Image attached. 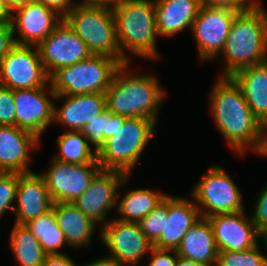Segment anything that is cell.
<instances>
[{
    "instance_id": "6da1fadb",
    "label": "cell",
    "mask_w": 267,
    "mask_h": 266,
    "mask_svg": "<svg viewBox=\"0 0 267 266\" xmlns=\"http://www.w3.org/2000/svg\"><path fill=\"white\" fill-rule=\"evenodd\" d=\"M216 81L210 91L209 107L217 130L237 155L248 150L260 154L265 127L252 113L240 86L232 77L220 76Z\"/></svg>"
},
{
    "instance_id": "7a4b0ae2",
    "label": "cell",
    "mask_w": 267,
    "mask_h": 266,
    "mask_svg": "<svg viewBox=\"0 0 267 266\" xmlns=\"http://www.w3.org/2000/svg\"><path fill=\"white\" fill-rule=\"evenodd\" d=\"M130 64H122L114 74L105 92L107 110L114 115L143 117L157 123L166 91L156 75L133 74Z\"/></svg>"
},
{
    "instance_id": "3957f363",
    "label": "cell",
    "mask_w": 267,
    "mask_h": 266,
    "mask_svg": "<svg viewBox=\"0 0 267 266\" xmlns=\"http://www.w3.org/2000/svg\"><path fill=\"white\" fill-rule=\"evenodd\" d=\"M220 54L221 77L267 61V11L261 2L236 14Z\"/></svg>"
},
{
    "instance_id": "277c9868",
    "label": "cell",
    "mask_w": 267,
    "mask_h": 266,
    "mask_svg": "<svg viewBox=\"0 0 267 266\" xmlns=\"http://www.w3.org/2000/svg\"><path fill=\"white\" fill-rule=\"evenodd\" d=\"M112 11L121 64L130 63L133 55L151 61L160 59L154 0H121Z\"/></svg>"
},
{
    "instance_id": "5b68a950",
    "label": "cell",
    "mask_w": 267,
    "mask_h": 266,
    "mask_svg": "<svg viewBox=\"0 0 267 266\" xmlns=\"http://www.w3.org/2000/svg\"><path fill=\"white\" fill-rule=\"evenodd\" d=\"M157 123L143 117L117 115V129L97 153L102 170H116L131 175L156 131Z\"/></svg>"
},
{
    "instance_id": "8992f818",
    "label": "cell",
    "mask_w": 267,
    "mask_h": 266,
    "mask_svg": "<svg viewBox=\"0 0 267 266\" xmlns=\"http://www.w3.org/2000/svg\"><path fill=\"white\" fill-rule=\"evenodd\" d=\"M121 65L110 56L92 54L88 59L56 70L49 82L56 95L105 93Z\"/></svg>"
},
{
    "instance_id": "52a82bcc",
    "label": "cell",
    "mask_w": 267,
    "mask_h": 266,
    "mask_svg": "<svg viewBox=\"0 0 267 266\" xmlns=\"http://www.w3.org/2000/svg\"><path fill=\"white\" fill-rule=\"evenodd\" d=\"M94 55H106L121 63L112 10L76 4L63 18Z\"/></svg>"
},
{
    "instance_id": "ba28073f",
    "label": "cell",
    "mask_w": 267,
    "mask_h": 266,
    "mask_svg": "<svg viewBox=\"0 0 267 266\" xmlns=\"http://www.w3.org/2000/svg\"><path fill=\"white\" fill-rule=\"evenodd\" d=\"M201 217L244 211L242 192L224 168L212 165L190 194Z\"/></svg>"
},
{
    "instance_id": "9c48e42d",
    "label": "cell",
    "mask_w": 267,
    "mask_h": 266,
    "mask_svg": "<svg viewBox=\"0 0 267 266\" xmlns=\"http://www.w3.org/2000/svg\"><path fill=\"white\" fill-rule=\"evenodd\" d=\"M129 177L121 171L101 169L73 204L94 223L104 227L111 220L108 218L110 211L117 208L118 191L128 184Z\"/></svg>"
},
{
    "instance_id": "30bf717a",
    "label": "cell",
    "mask_w": 267,
    "mask_h": 266,
    "mask_svg": "<svg viewBox=\"0 0 267 266\" xmlns=\"http://www.w3.org/2000/svg\"><path fill=\"white\" fill-rule=\"evenodd\" d=\"M100 239L110 255L120 266H138L145 255L150 254L153 244L144 235L139 223L110 220L100 232Z\"/></svg>"
},
{
    "instance_id": "8fae6325",
    "label": "cell",
    "mask_w": 267,
    "mask_h": 266,
    "mask_svg": "<svg viewBox=\"0 0 267 266\" xmlns=\"http://www.w3.org/2000/svg\"><path fill=\"white\" fill-rule=\"evenodd\" d=\"M49 83L37 46L16 44L0 64V85L11 90L42 88Z\"/></svg>"
},
{
    "instance_id": "7c38bea8",
    "label": "cell",
    "mask_w": 267,
    "mask_h": 266,
    "mask_svg": "<svg viewBox=\"0 0 267 266\" xmlns=\"http://www.w3.org/2000/svg\"><path fill=\"white\" fill-rule=\"evenodd\" d=\"M49 168L39 174L53 202L74 203L101 170L99 163H67L51 159Z\"/></svg>"
},
{
    "instance_id": "4fadbf2b",
    "label": "cell",
    "mask_w": 267,
    "mask_h": 266,
    "mask_svg": "<svg viewBox=\"0 0 267 266\" xmlns=\"http://www.w3.org/2000/svg\"><path fill=\"white\" fill-rule=\"evenodd\" d=\"M238 12L225 7L200 6L191 31L202 62L219 59Z\"/></svg>"
},
{
    "instance_id": "5bb4252c",
    "label": "cell",
    "mask_w": 267,
    "mask_h": 266,
    "mask_svg": "<svg viewBox=\"0 0 267 266\" xmlns=\"http://www.w3.org/2000/svg\"><path fill=\"white\" fill-rule=\"evenodd\" d=\"M37 48L49 77L56 70L88 59L92 55L86 43L64 20Z\"/></svg>"
},
{
    "instance_id": "9a60e30c",
    "label": "cell",
    "mask_w": 267,
    "mask_h": 266,
    "mask_svg": "<svg viewBox=\"0 0 267 266\" xmlns=\"http://www.w3.org/2000/svg\"><path fill=\"white\" fill-rule=\"evenodd\" d=\"M56 93L50 82L35 89L13 90L16 108V126L31 132L39 139L46 128L53 123L54 103Z\"/></svg>"
},
{
    "instance_id": "2e32d148",
    "label": "cell",
    "mask_w": 267,
    "mask_h": 266,
    "mask_svg": "<svg viewBox=\"0 0 267 266\" xmlns=\"http://www.w3.org/2000/svg\"><path fill=\"white\" fill-rule=\"evenodd\" d=\"M63 21L56 11L32 1L12 12L16 44L38 46ZM17 32V33H16Z\"/></svg>"
},
{
    "instance_id": "e0dca14e",
    "label": "cell",
    "mask_w": 267,
    "mask_h": 266,
    "mask_svg": "<svg viewBox=\"0 0 267 266\" xmlns=\"http://www.w3.org/2000/svg\"><path fill=\"white\" fill-rule=\"evenodd\" d=\"M244 211L208 217L218 252L243 251L257 246L259 232Z\"/></svg>"
},
{
    "instance_id": "ac0fdd59",
    "label": "cell",
    "mask_w": 267,
    "mask_h": 266,
    "mask_svg": "<svg viewBox=\"0 0 267 266\" xmlns=\"http://www.w3.org/2000/svg\"><path fill=\"white\" fill-rule=\"evenodd\" d=\"M40 140L16 125L0 126V172H33L30 153L40 146Z\"/></svg>"
},
{
    "instance_id": "d6986e66",
    "label": "cell",
    "mask_w": 267,
    "mask_h": 266,
    "mask_svg": "<svg viewBox=\"0 0 267 266\" xmlns=\"http://www.w3.org/2000/svg\"><path fill=\"white\" fill-rule=\"evenodd\" d=\"M55 99L64 102L60 108L54 104L53 123L64 125L66 131L67 128L68 131H81L88 121L107 109L105 93L57 94Z\"/></svg>"
},
{
    "instance_id": "ffe728a7",
    "label": "cell",
    "mask_w": 267,
    "mask_h": 266,
    "mask_svg": "<svg viewBox=\"0 0 267 266\" xmlns=\"http://www.w3.org/2000/svg\"><path fill=\"white\" fill-rule=\"evenodd\" d=\"M53 203L47 185L39 173H19L13 211L16 217L14 223L25 224L44 215L52 209Z\"/></svg>"
},
{
    "instance_id": "44dd1931",
    "label": "cell",
    "mask_w": 267,
    "mask_h": 266,
    "mask_svg": "<svg viewBox=\"0 0 267 266\" xmlns=\"http://www.w3.org/2000/svg\"><path fill=\"white\" fill-rule=\"evenodd\" d=\"M190 197L180 198L168 194V218H165L164 229L153 247L177 250L186 232L200 220V211L193 197Z\"/></svg>"
},
{
    "instance_id": "7402d4cb",
    "label": "cell",
    "mask_w": 267,
    "mask_h": 266,
    "mask_svg": "<svg viewBox=\"0 0 267 266\" xmlns=\"http://www.w3.org/2000/svg\"><path fill=\"white\" fill-rule=\"evenodd\" d=\"M159 37H174L192 29L201 6L200 0H154Z\"/></svg>"
},
{
    "instance_id": "603a6c76",
    "label": "cell",
    "mask_w": 267,
    "mask_h": 266,
    "mask_svg": "<svg viewBox=\"0 0 267 266\" xmlns=\"http://www.w3.org/2000/svg\"><path fill=\"white\" fill-rule=\"evenodd\" d=\"M177 255L196 261L203 266H216L218 249L211 224L207 218H200L184 235Z\"/></svg>"
},
{
    "instance_id": "cb8c5ba5",
    "label": "cell",
    "mask_w": 267,
    "mask_h": 266,
    "mask_svg": "<svg viewBox=\"0 0 267 266\" xmlns=\"http://www.w3.org/2000/svg\"><path fill=\"white\" fill-rule=\"evenodd\" d=\"M52 209L57 224L64 234L67 246L74 249L81 248V246L85 248L91 246L92 235L96 232V223L73 203L54 202Z\"/></svg>"
},
{
    "instance_id": "d4e9b609",
    "label": "cell",
    "mask_w": 267,
    "mask_h": 266,
    "mask_svg": "<svg viewBox=\"0 0 267 266\" xmlns=\"http://www.w3.org/2000/svg\"><path fill=\"white\" fill-rule=\"evenodd\" d=\"M231 77L240 86L254 116L267 126V61L241 69Z\"/></svg>"
},
{
    "instance_id": "484cf974",
    "label": "cell",
    "mask_w": 267,
    "mask_h": 266,
    "mask_svg": "<svg viewBox=\"0 0 267 266\" xmlns=\"http://www.w3.org/2000/svg\"><path fill=\"white\" fill-rule=\"evenodd\" d=\"M167 195L166 193L154 192L149 188L129 189L118 200L115 210L119 216L115 218L126 222L138 223L157 207Z\"/></svg>"
},
{
    "instance_id": "4316f807",
    "label": "cell",
    "mask_w": 267,
    "mask_h": 266,
    "mask_svg": "<svg viewBox=\"0 0 267 266\" xmlns=\"http://www.w3.org/2000/svg\"><path fill=\"white\" fill-rule=\"evenodd\" d=\"M9 235L15 266H42L48 254L27 226L14 223Z\"/></svg>"
},
{
    "instance_id": "83f0119b",
    "label": "cell",
    "mask_w": 267,
    "mask_h": 266,
    "mask_svg": "<svg viewBox=\"0 0 267 266\" xmlns=\"http://www.w3.org/2000/svg\"><path fill=\"white\" fill-rule=\"evenodd\" d=\"M59 154L52 158L67 163H98L97 153L81 131H65L56 138Z\"/></svg>"
},
{
    "instance_id": "f1b7e54d",
    "label": "cell",
    "mask_w": 267,
    "mask_h": 266,
    "mask_svg": "<svg viewBox=\"0 0 267 266\" xmlns=\"http://www.w3.org/2000/svg\"><path fill=\"white\" fill-rule=\"evenodd\" d=\"M39 240L43 250L47 254H62V249L67 245L64 234L57 224L53 209L24 224Z\"/></svg>"
},
{
    "instance_id": "f546056e",
    "label": "cell",
    "mask_w": 267,
    "mask_h": 266,
    "mask_svg": "<svg viewBox=\"0 0 267 266\" xmlns=\"http://www.w3.org/2000/svg\"><path fill=\"white\" fill-rule=\"evenodd\" d=\"M264 254L259 244L243 251H220L216 266H263L267 262Z\"/></svg>"
},
{
    "instance_id": "4dcf8cb0",
    "label": "cell",
    "mask_w": 267,
    "mask_h": 266,
    "mask_svg": "<svg viewBox=\"0 0 267 266\" xmlns=\"http://www.w3.org/2000/svg\"><path fill=\"white\" fill-rule=\"evenodd\" d=\"M165 218H168V195L157 207L138 222L142 232L152 244L163 231Z\"/></svg>"
},
{
    "instance_id": "1f68e13d",
    "label": "cell",
    "mask_w": 267,
    "mask_h": 266,
    "mask_svg": "<svg viewBox=\"0 0 267 266\" xmlns=\"http://www.w3.org/2000/svg\"><path fill=\"white\" fill-rule=\"evenodd\" d=\"M19 173L0 172V218L16 203Z\"/></svg>"
},
{
    "instance_id": "d6a6232c",
    "label": "cell",
    "mask_w": 267,
    "mask_h": 266,
    "mask_svg": "<svg viewBox=\"0 0 267 266\" xmlns=\"http://www.w3.org/2000/svg\"><path fill=\"white\" fill-rule=\"evenodd\" d=\"M82 134L88 140L89 145H94V151L98 153L106 144L107 139V109L88 121L82 128Z\"/></svg>"
},
{
    "instance_id": "836d02e7",
    "label": "cell",
    "mask_w": 267,
    "mask_h": 266,
    "mask_svg": "<svg viewBox=\"0 0 267 266\" xmlns=\"http://www.w3.org/2000/svg\"><path fill=\"white\" fill-rule=\"evenodd\" d=\"M16 125L13 90L0 85V126Z\"/></svg>"
},
{
    "instance_id": "e575fe53",
    "label": "cell",
    "mask_w": 267,
    "mask_h": 266,
    "mask_svg": "<svg viewBox=\"0 0 267 266\" xmlns=\"http://www.w3.org/2000/svg\"><path fill=\"white\" fill-rule=\"evenodd\" d=\"M259 192L253 205L255 207L252 210V216H250L258 232L267 227V184Z\"/></svg>"
},
{
    "instance_id": "d590c367",
    "label": "cell",
    "mask_w": 267,
    "mask_h": 266,
    "mask_svg": "<svg viewBox=\"0 0 267 266\" xmlns=\"http://www.w3.org/2000/svg\"><path fill=\"white\" fill-rule=\"evenodd\" d=\"M201 5L210 7H225L235 11L253 8L260 0H200Z\"/></svg>"
},
{
    "instance_id": "8d00e7d4",
    "label": "cell",
    "mask_w": 267,
    "mask_h": 266,
    "mask_svg": "<svg viewBox=\"0 0 267 266\" xmlns=\"http://www.w3.org/2000/svg\"><path fill=\"white\" fill-rule=\"evenodd\" d=\"M148 266H175L177 262L176 250L158 249L153 247Z\"/></svg>"
},
{
    "instance_id": "74e56055",
    "label": "cell",
    "mask_w": 267,
    "mask_h": 266,
    "mask_svg": "<svg viewBox=\"0 0 267 266\" xmlns=\"http://www.w3.org/2000/svg\"><path fill=\"white\" fill-rule=\"evenodd\" d=\"M12 23L0 24V64L7 53L16 45Z\"/></svg>"
},
{
    "instance_id": "f35d334b",
    "label": "cell",
    "mask_w": 267,
    "mask_h": 266,
    "mask_svg": "<svg viewBox=\"0 0 267 266\" xmlns=\"http://www.w3.org/2000/svg\"><path fill=\"white\" fill-rule=\"evenodd\" d=\"M42 3L45 7H48L56 11L63 18L74 8L77 4L73 0H33Z\"/></svg>"
},
{
    "instance_id": "ab89813d",
    "label": "cell",
    "mask_w": 267,
    "mask_h": 266,
    "mask_svg": "<svg viewBox=\"0 0 267 266\" xmlns=\"http://www.w3.org/2000/svg\"><path fill=\"white\" fill-rule=\"evenodd\" d=\"M42 266H79L67 254H48Z\"/></svg>"
},
{
    "instance_id": "60d3db41",
    "label": "cell",
    "mask_w": 267,
    "mask_h": 266,
    "mask_svg": "<svg viewBox=\"0 0 267 266\" xmlns=\"http://www.w3.org/2000/svg\"><path fill=\"white\" fill-rule=\"evenodd\" d=\"M121 0H82L78 5L113 10Z\"/></svg>"
},
{
    "instance_id": "b9f144b4",
    "label": "cell",
    "mask_w": 267,
    "mask_h": 266,
    "mask_svg": "<svg viewBox=\"0 0 267 266\" xmlns=\"http://www.w3.org/2000/svg\"><path fill=\"white\" fill-rule=\"evenodd\" d=\"M81 266H120L119 264H117L113 259L107 257V256H103V257H99V259H95V260H91L89 261V263H83V265Z\"/></svg>"
},
{
    "instance_id": "7bdbcfd3",
    "label": "cell",
    "mask_w": 267,
    "mask_h": 266,
    "mask_svg": "<svg viewBox=\"0 0 267 266\" xmlns=\"http://www.w3.org/2000/svg\"><path fill=\"white\" fill-rule=\"evenodd\" d=\"M12 22V11L8 5L0 0V24Z\"/></svg>"
},
{
    "instance_id": "ee69618b",
    "label": "cell",
    "mask_w": 267,
    "mask_h": 266,
    "mask_svg": "<svg viewBox=\"0 0 267 266\" xmlns=\"http://www.w3.org/2000/svg\"><path fill=\"white\" fill-rule=\"evenodd\" d=\"M117 129V115L111 114L107 110V139L113 136V133Z\"/></svg>"
},
{
    "instance_id": "f6af8a7d",
    "label": "cell",
    "mask_w": 267,
    "mask_h": 266,
    "mask_svg": "<svg viewBox=\"0 0 267 266\" xmlns=\"http://www.w3.org/2000/svg\"><path fill=\"white\" fill-rule=\"evenodd\" d=\"M5 2L9 9L14 12L16 9L25 6L27 3L32 2L33 0H2Z\"/></svg>"
},
{
    "instance_id": "bcb514c9",
    "label": "cell",
    "mask_w": 267,
    "mask_h": 266,
    "mask_svg": "<svg viewBox=\"0 0 267 266\" xmlns=\"http://www.w3.org/2000/svg\"><path fill=\"white\" fill-rule=\"evenodd\" d=\"M175 266H203V265L200 263H197L196 261L186 259L178 255Z\"/></svg>"
},
{
    "instance_id": "7dc6e473",
    "label": "cell",
    "mask_w": 267,
    "mask_h": 266,
    "mask_svg": "<svg viewBox=\"0 0 267 266\" xmlns=\"http://www.w3.org/2000/svg\"><path fill=\"white\" fill-rule=\"evenodd\" d=\"M259 240L263 241V246H264L266 253H267V227L263 228L259 232Z\"/></svg>"
},
{
    "instance_id": "c3c4849f",
    "label": "cell",
    "mask_w": 267,
    "mask_h": 266,
    "mask_svg": "<svg viewBox=\"0 0 267 266\" xmlns=\"http://www.w3.org/2000/svg\"><path fill=\"white\" fill-rule=\"evenodd\" d=\"M259 155L265 156V157L267 156V126H265L263 148H262L261 153Z\"/></svg>"
}]
</instances>
